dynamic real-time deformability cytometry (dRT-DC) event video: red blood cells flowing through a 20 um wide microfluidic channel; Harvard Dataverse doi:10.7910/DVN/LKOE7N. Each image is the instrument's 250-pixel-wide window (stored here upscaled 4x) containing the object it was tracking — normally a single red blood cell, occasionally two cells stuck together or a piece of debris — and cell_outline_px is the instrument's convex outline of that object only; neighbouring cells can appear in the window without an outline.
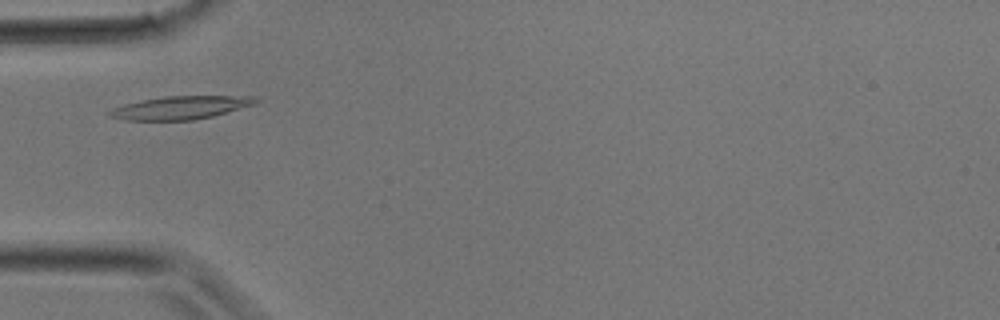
{"species": "common noctule bat (a hibernating species)", "species_latin": "Nyctalus noctula", "temperature_condition": "room temperature", "stored_images_in_passage": 26, "camera_frame_rate_fps": 3000, "um_per_image_px": 0.085, "animal": {"sex": "male", "body_mass_g": 17.9}, "frame": {"image": 1, "passage_image": 4, "time_ms": 1.0, "image_size_px": [1000, 320], "cell_outline_px": [[260, 100], [256, 104], [212, 116], [192, 120], [124, 120], [108, 116], [108, 112], [112, 108], [124, 104], [140, 100], [164, 96], [252, 96]], "centroid_in_image_um": [15.32, 9.14], "position_along_channel_um": 69.7, "area_um2": 19.71}}
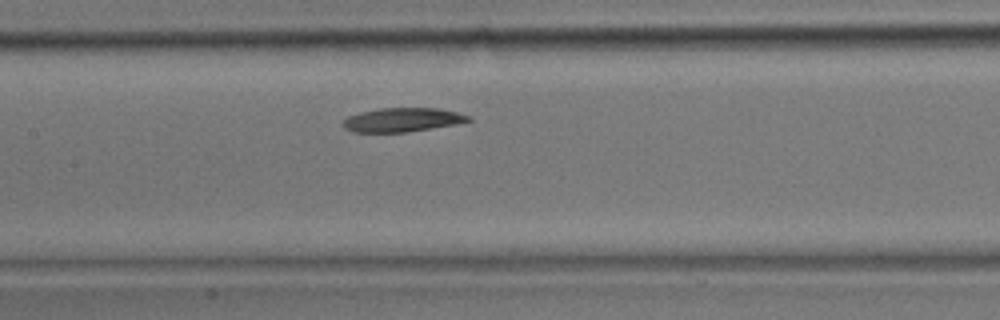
{"frame": {"image": 2, "passage_image": 9, "time_ms": 2.667, "image_size_px": [1000, 320], "cell_outline_px": [[472, 120], [456, 124], [408, 132], [352, 132], [344, 128], [344, 120], [348, 116], [360, 112], [380, 108], [436, 108], [456, 112], [472, 116]], "centroid_in_image_um": [34.21, 10.18], "position_along_channel_um": 173.2, "area_um2": 17.46}}
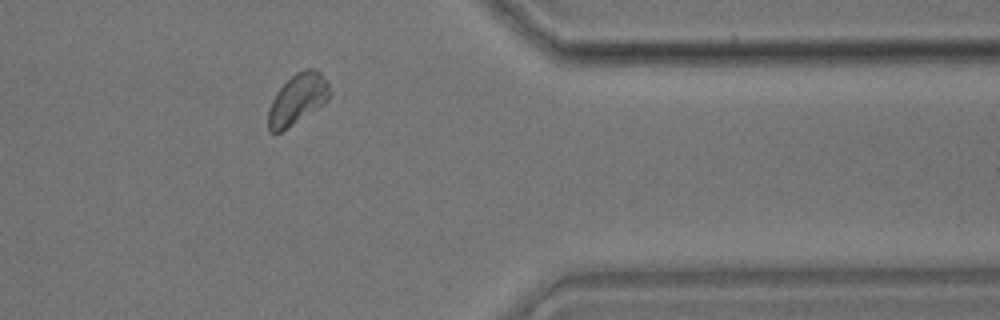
{"frame": {"image": 3, "passage_image": 20, "time_ms": 6.333, "image_size_px": [1000, 320], "cell_outline_px": [[332, 92], [328, 100], [280, 132], [268, 132], [268, 108], [276, 92], [296, 72], [304, 68], [316, 68], [320, 72], [328, 84]], "centroid_in_image_um": [25.29, 8.39], "position_along_channel_um": 386.1, "area_um2": 17.8}}